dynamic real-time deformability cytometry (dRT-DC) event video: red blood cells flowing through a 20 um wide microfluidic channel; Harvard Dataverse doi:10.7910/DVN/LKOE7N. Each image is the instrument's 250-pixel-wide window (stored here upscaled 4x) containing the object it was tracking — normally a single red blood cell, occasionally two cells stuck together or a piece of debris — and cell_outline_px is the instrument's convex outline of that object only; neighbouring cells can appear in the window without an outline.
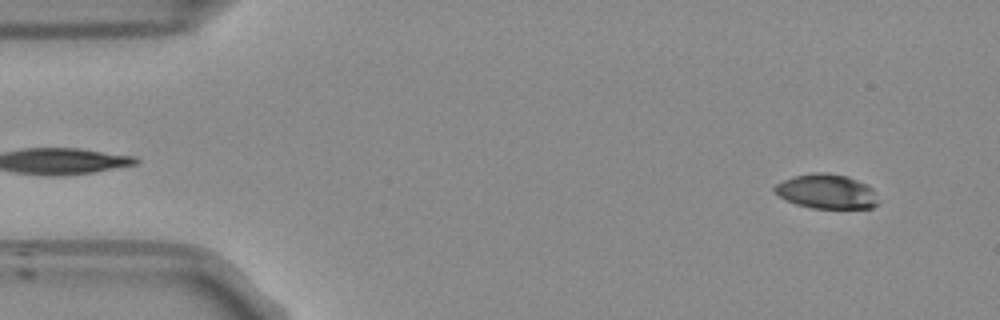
{"species": "Egyptian fruit bat (a non-hibernating species)", "species_latin": "Rousettus aegyptiacus", "temperature_condition": "room temperature", "stored_images_in_passage": 51, "camera_frame_rate_fps": 3000, "um_per_image_px": 0.085, "frame": {"image": 1, "passage_image": 2, "time_ms": 0.333, "image_size_px": [1000, 320], "cell_outline_px": [[880, 204], [872, 208], [812, 208], [796, 204], [784, 200], [772, 192], [772, 188], [776, 184], [784, 180], [796, 176], [816, 172], [824, 172], [848, 176], [868, 184], [872, 188]], "centroid_in_image_um": [70.26, 16.28], "position_along_channel_um": 14.7, "area_um2": 21.1}}
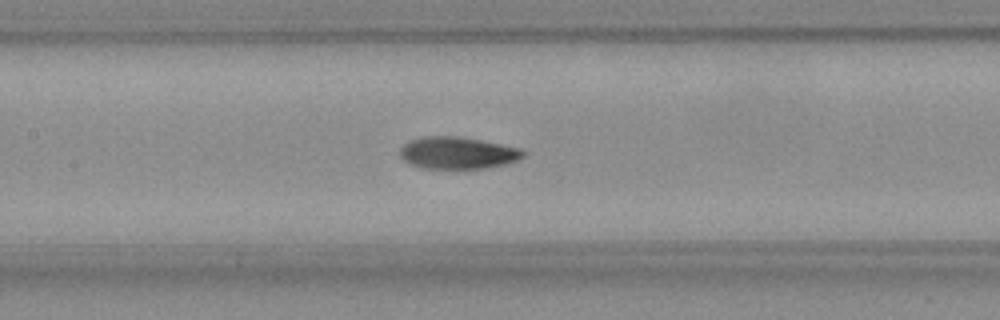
{"frame": {"image": 2, "passage_image": 22, "time_ms": 7.0, "image_size_px": [1000, 320], "cell_outline_px": [[524, 156], [516, 160], [504, 164], [484, 168], [424, 168], [412, 164], [404, 160], [400, 156], [400, 148], [404, 144], [412, 140], [424, 136], [456, 136], [480, 140], [520, 148], [524, 152]], "centroid_in_image_um": [38.88, 12.99], "position_along_channel_um": 168.5, "area_um2": 22.6}}
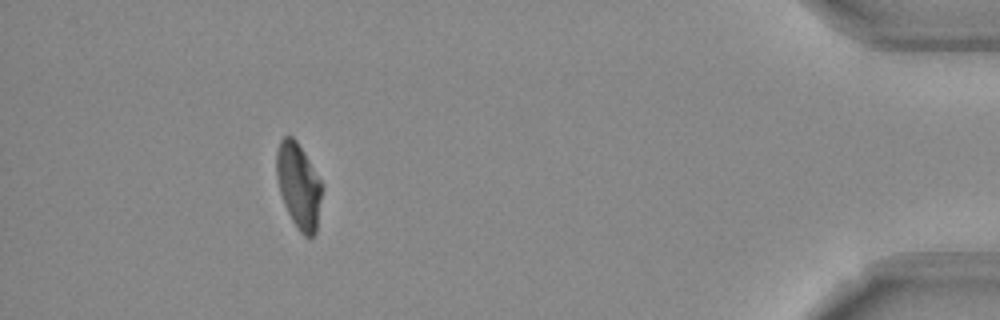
{"frame": {"image": 3, "passage_image": 46, "time_ms": 15.0, "image_size_px": [1000, 320], "cell_outline_px": [[324, 184], [316, 232], [312, 236], [304, 236], [300, 232], [292, 220], [284, 204], [280, 192], [276, 176], [276, 152], [280, 140], [284, 136], [292, 136], [296, 140]], "centroid_in_image_um": [25.4, 15.78], "position_along_channel_um": 409.8, "area_um2": 22.72}, "authors_computed_cell_mechanics": {"area_um2": 22.6576, "velocity_mm_per_s": 3.8009, "shape_relaxation_time_tau1_ms": null, "shape_relaxation_time_tau2_ms": 2.8339, "deformation_change_tau1": null, "deformation_change_tau2": 0.0834}}